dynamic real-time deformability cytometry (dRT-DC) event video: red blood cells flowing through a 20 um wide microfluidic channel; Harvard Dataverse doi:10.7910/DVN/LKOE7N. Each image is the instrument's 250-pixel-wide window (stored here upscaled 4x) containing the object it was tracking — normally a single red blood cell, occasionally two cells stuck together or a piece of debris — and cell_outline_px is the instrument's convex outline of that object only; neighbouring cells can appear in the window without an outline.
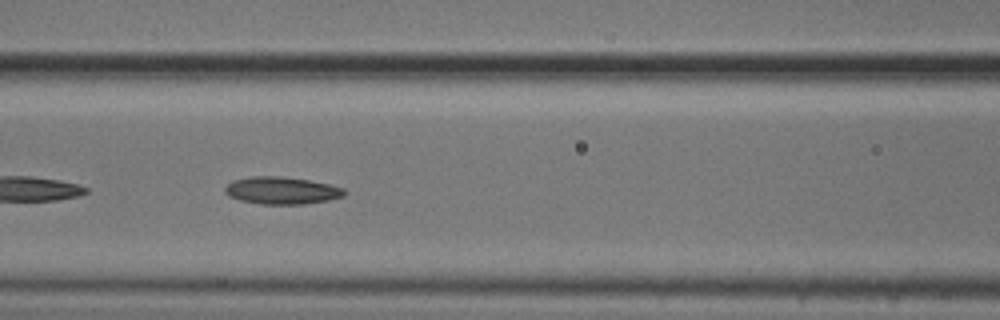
{"species": "common noctule bat (a hibernating species)", "species_latin": "Nyctalus noctula", "temperature_condition": "cold", "stored_images_in_passage": 17, "camera_frame_rate_fps": 3000, "um_per_image_px": 0.085, "animal": {"sex": "male", "body_mass_g": 20.5, "forearm_length_mm": 52.5}, "frame": {"image": 1, "passage_image": 10, "time_ms": 3.0, "image_size_px": [1000, 320], "cell_outline_px": [[348, 192], [344, 196], [328, 200], [304, 204], [260, 204], [240, 200], [228, 196], [224, 192], [224, 188], [232, 180], [252, 176], [280, 176], [308, 180], [328, 184], [344, 188]], "centroid_in_image_um": [23.94, 16.19], "position_along_channel_um": 142.7, "area_um2": 19.07}}